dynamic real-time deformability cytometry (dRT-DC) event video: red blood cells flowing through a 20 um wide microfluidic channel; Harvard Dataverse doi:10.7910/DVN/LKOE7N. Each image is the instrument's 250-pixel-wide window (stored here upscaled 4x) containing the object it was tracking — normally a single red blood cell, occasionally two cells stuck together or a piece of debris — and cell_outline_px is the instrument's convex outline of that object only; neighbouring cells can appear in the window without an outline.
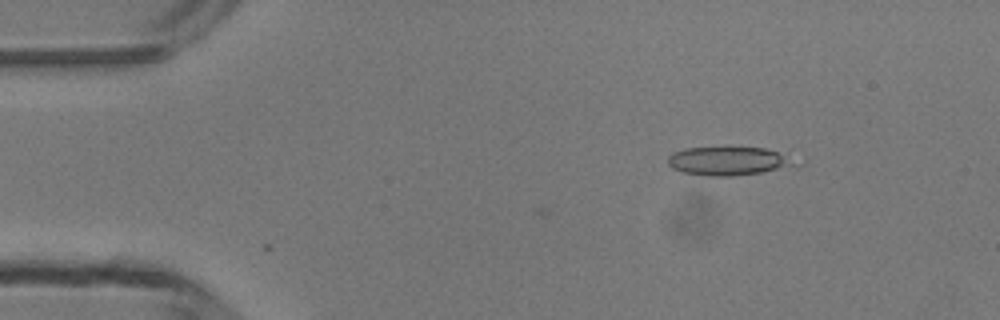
{"species": "common noctule bat (a hibernating species)", "species_latin": "Nyctalus noctula", "temperature_condition": "room temperature", "stored_images_in_passage": 3, "camera_frame_rate_fps": 3000, "um_per_image_px": 0.085, "animal": {"sex": "male", "body_mass_g": 13.3}, "frame": {"image": 1, "passage_image": 1, "time_ms": 0.0, "image_size_px": [1000, 320], "cell_outline_px": [[808, 160], [804, 164], [796, 168], [732, 176], [708, 176], [680, 172], [672, 168], [668, 164], [668, 156], [672, 152], [684, 148], [764, 148], [808, 156]], "centroid_in_image_um": [62.29, 13.69], "position_along_channel_um": 22.7, "area_um2": 22.83}}